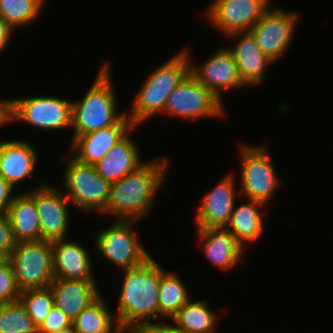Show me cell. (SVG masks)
<instances>
[{
    "mask_svg": "<svg viewBox=\"0 0 333 333\" xmlns=\"http://www.w3.org/2000/svg\"><path fill=\"white\" fill-rule=\"evenodd\" d=\"M124 274L115 320L124 331L152 324L159 319L161 266L149 257L141 265L122 270Z\"/></svg>",
    "mask_w": 333,
    "mask_h": 333,
    "instance_id": "1",
    "label": "cell"
},
{
    "mask_svg": "<svg viewBox=\"0 0 333 333\" xmlns=\"http://www.w3.org/2000/svg\"><path fill=\"white\" fill-rule=\"evenodd\" d=\"M168 159L144 162L135 171L111 183L103 214H116V220L136 221L147 216L154 196L164 182Z\"/></svg>",
    "mask_w": 333,
    "mask_h": 333,
    "instance_id": "2",
    "label": "cell"
},
{
    "mask_svg": "<svg viewBox=\"0 0 333 333\" xmlns=\"http://www.w3.org/2000/svg\"><path fill=\"white\" fill-rule=\"evenodd\" d=\"M102 65L83 99L72 101L73 140L80 135L115 126L126 115L125 112L117 113L110 68L108 63Z\"/></svg>",
    "mask_w": 333,
    "mask_h": 333,
    "instance_id": "3",
    "label": "cell"
},
{
    "mask_svg": "<svg viewBox=\"0 0 333 333\" xmlns=\"http://www.w3.org/2000/svg\"><path fill=\"white\" fill-rule=\"evenodd\" d=\"M188 51L183 49L147 76L133 100L131 113H126L135 127L155 114H163L169 94L190 73Z\"/></svg>",
    "mask_w": 333,
    "mask_h": 333,
    "instance_id": "4",
    "label": "cell"
},
{
    "mask_svg": "<svg viewBox=\"0 0 333 333\" xmlns=\"http://www.w3.org/2000/svg\"><path fill=\"white\" fill-rule=\"evenodd\" d=\"M19 290L49 287L54 280L52 242L47 240L17 242L8 256Z\"/></svg>",
    "mask_w": 333,
    "mask_h": 333,
    "instance_id": "5",
    "label": "cell"
},
{
    "mask_svg": "<svg viewBox=\"0 0 333 333\" xmlns=\"http://www.w3.org/2000/svg\"><path fill=\"white\" fill-rule=\"evenodd\" d=\"M64 174V195L86 213L93 210L102 214L109 199L111 183L103 179L94 165L79 162L69 155Z\"/></svg>",
    "mask_w": 333,
    "mask_h": 333,
    "instance_id": "6",
    "label": "cell"
},
{
    "mask_svg": "<svg viewBox=\"0 0 333 333\" xmlns=\"http://www.w3.org/2000/svg\"><path fill=\"white\" fill-rule=\"evenodd\" d=\"M135 222L116 220L96 236L98 251L121 270L137 267L151 257L140 243L138 233L132 229Z\"/></svg>",
    "mask_w": 333,
    "mask_h": 333,
    "instance_id": "7",
    "label": "cell"
},
{
    "mask_svg": "<svg viewBox=\"0 0 333 333\" xmlns=\"http://www.w3.org/2000/svg\"><path fill=\"white\" fill-rule=\"evenodd\" d=\"M222 105V100L189 73L169 94L163 114L190 120L219 117L224 112Z\"/></svg>",
    "mask_w": 333,
    "mask_h": 333,
    "instance_id": "8",
    "label": "cell"
},
{
    "mask_svg": "<svg viewBox=\"0 0 333 333\" xmlns=\"http://www.w3.org/2000/svg\"><path fill=\"white\" fill-rule=\"evenodd\" d=\"M241 183L248 199L266 204L279 184L269 154L263 147L241 145Z\"/></svg>",
    "mask_w": 333,
    "mask_h": 333,
    "instance_id": "9",
    "label": "cell"
},
{
    "mask_svg": "<svg viewBox=\"0 0 333 333\" xmlns=\"http://www.w3.org/2000/svg\"><path fill=\"white\" fill-rule=\"evenodd\" d=\"M11 120L46 130L71 128L72 101L48 96L11 99Z\"/></svg>",
    "mask_w": 333,
    "mask_h": 333,
    "instance_id": "10",
    "label": "cell"
},
{
    "mask_svg": "<svg viewBox=\"0 0 333 333\" xmlns=\"http://www.w3.org/2000/svg\"><path fill=\"white\" fill-rule=\"evenodd\" d=\"M270 0H216L206 16L218 30L229 36L249 32L270 8Z\"/></svg>",
    "mask_w": 333,
    "mask_h": 333,
    "instance_id": "11",
    "label": "cell"
},
{
    "mask_svg": "<svg viewBox=\"0 0 333 333\" xmlns=\"http://www.w3.org/2000/svg\"><path fill=\"white\" fill-rule=\"evenodd\" d=\"M297 19L296 12L269 8L249 32L262 52L274 62L290 45Z\"/></svg>",
    "mask_w": 333,
    "mask_h": 333,
    "instance_id": "12",
    "label": "cell"
},
{
    "mask_svg": "<svg viewBox=\"0 0 333 333\" xmlns=\"http://www.w3.org/2000/svg\"><path fill=\"white\" fill-rule=\"evenodd\" d=\"M68 202L64 191L41 184L35 190L42 240L55 241L65 238L69 227Z\"/></svg>",
    "mask_w": 333,
    "mask_h": 333,
    "instance_id": "13",
    "label": "cell"
},
{
    "mask_svg": "<svg viewBox=\"0 0 333 333\" xmlns=\"http://www.w3.org/2000/svg\"><path fill=\"white\" fill-rule=\"evenodd\" d=\"M190 73L220 100L222 90L246 85L229 48H220L198 68L190 65Z\"/></svg>",
    "mask_w": 333,
    "mask_h": 333,
    "instance_id": "14",
    "label": "cell"
},
{
    "mask_svg": "<svg viewBox=\"0 0 333 333\" xmlns=\"http://www.w3.org/2000/svg\"><path fill=\"white\" fill-rule=\"evenodd\" d=\"M135 126L125 115L115 126L89 132L72 142V157L83 164L96 165L108 151L124 138Z\"/></svg>",
    "mask_w": 333,
    "mask_h": 333,
    "instance_id": "15",
    "label": "cell"
},
{
    "mask_svg": "<svg viewBox=\"0 0 333 333\" xmlns=\"http://www.w3.org/2000/svg\"><path fill=\"white\" fill-rule=\"evenodd\" d=\"M231 174L223 177L202 199L196 215L197 228L226 227L235 207L236 185Z\"/></svg>",
    "mask_w": 333,
    "mask_h": 333,
    "instance_id": "16",
    "label": "cell"
},
{
    "mask_svg": "<svg viewBox=\"0 0 333 333\" xmlns=\"http://www.w3.org/2000/svg\"><path fill=\"white\" fill-rule=\"evenodd\" d=\"M49 287L54 305L72 321L101 296L95 281L54 278Z\"/></svg>",
    "mask_w": 333,
    "mask_h": 333,
    "instance_id": "17",
    "label": "cell"
},
{
    "mask_svg": "<svg viewBox=\"0 0 333 333\" xmlns=\"http://www.w3.org/2000/svg\"><path fill=\"white\" fill-rule=\"evenodd\" d=\"M77 242L65 239L52 241L53 271L55 278L95 281L90 255Z\"/></svg>",
    "mask_w": 333,
    "mask_h": 333,
    "instance_id": "18",
    "label": "cell"
},
{
    "mask_svg": "<svg viewBox=\"0 0 333 333\" xmlns=\"http://www.w3.org/2000/svg\"><path fill=\"white\" fill-rule=\"evenodd\" d=\"M203 240V253L210 262L222 270L233 269L240 261L243 247L226 227L197 228Z\"/></svg>",
    "mask_w": 333,
    "mask_h": 333,
    "instance_id": "19",
    "label": "cell"
},
{
    "mask_svg": "<svg viewBox=\"0 0 333 333\" xmlns=\"http://www.w3.org/2000/svg\"><path fill=\"white\" fill-rule=\"evenodd\" d=\"M36 162L35 149L29 143L21 140L0 142V175L13 188L32 175Z\"/></svg>",
    "mask_w": 333,
    "mask_h": 333,
    "instance_id": "20",
    "label": "cell"
},
{
    "mask_svg": "<svg viewBox=\"0 0 333 333\" xmlns=\"http://www.w3.org/2000/svg\"><path fill=\"white\" fill-rule=\"evenodd\" d=\"M241 36L234 48H229L234 56L242 81L249 85H257L263 81L267 65L273 61L266 56L257 45L250 32L234 33L229 37Z\"/></svg>",
    "mask_w": 333,
    "mask_h": 333,
    "instance_id": "21",
    "label": "cell"
},
{
    "mask_svg": "<svg viewBox=\"0 0 333 333\" xmlns=\"http://www.w3.org/2000/svg\"><path fill=\"white\" fill-rule=\"evenodd\" d=\"M136 143L127 134L115 144L100 160L95 168L97 173L105 180L113 183L119 181L128 173L135 171L144 162H141Z\"/></svg>",
    "mask_w": 333,
    "mask_h": 333,
    "instance_id": "22",
    "label": "cell"
},
{
    "mask_svg": "<svg viewBox=\"0 0 333 333\" xmlns=\"http://www.w3.org/2000/svg\"><path fill=\"white\" fill-rule=\"evenodd\" d=\"M7 216L17 242L42 240L35 191L14 196Z\"/></svg>",
    "mask_w": 333,
    "mask_h": 333,
    "instance_id": "23",
    "label": "cell"
},
{
    "mask_svg": "<svg viewBox=\"0 0 333 333\" xmlns=\"http://www.w3.org/2000/svg\"><path fill=\"white\" fill-rule=\"evenodd\" d=\"M249 204L234 208L226 228L235 236L237 242L244 247L245 242L255 241L262 235L263 219L258 208L264 203L248 199Z\"/></svg>",
    "mask_w": 333,
    "mask_h": 333,
    "instance_id": "24",
    "label": "cell"
},
{
    "mask_svg": "<svg viewBox=\"0 0 333 333\" xmlns=\"http://www.w3.org/2000/svg\"><path fill=\"white\" fill-rule=\"evenodd\" d=\"M216 313L209 310L207 301L192 302L191 299L172 317L175 329L182 333H213Z\"/></svg>",
    "mask_w": 333,
    "mask_h": 333,
    "instance_id": "25",
    "label": "cell"
},
{
    "mask_svg": "<svg viewBox=\"0 0 333 333\" xmlns=\"http://www.w3.org/2000/svg\"><path fill=\"white\" fill-rule=\"evenodd\" d=\"M113 317L100 296L72 321V327L76 333H124Z\"/></svg>",
    "mask_w": 333,
    "mask_h": 333,
    "instance_id": "26",
    "label": "cell"
},
{
    "mask_svg": "<svg viewBox=\"0 0 333 333\" xmlns=\"http://www.w3.org/2000/svg\"><path fill=\"white\" fill-rule=\"evenodd\" d=\"M174 273L165 272L161 268L159 281V318L173 317L190 299V292ZM162 316V317H161Z\"/></svg>",
    "mask_w": 333,
    "mask_h": 333,
    "instance_id": "27",
    "label": "cell"
},
{
    "mask_svg": "<svg viewBox=\"0 0 333 333\" xmlns=\"http://www.w3.org/2000/svg\"><path fill=\"white\" fill-rule=\"evenodd\" d=\"M45 0H0V17L13 29L34 22Z\"/></svg>",
    "mask_w": 333,
    "mask_h": 333,
    "instance_id": "28",
    "label": "cell"
},
{
    "mask_svg": "<svg viewBox=\"0 0 333 333\" xmlns=\"http://www.w3.org/2000/svg\"><path fill=\"white\" fill-rule=\"evenodd\" d=\"M0 333H38L20 301L0 305Z\"/></svg>",
    "mask_w": 333,
    "mask_h": 333,
    "instance_id": "29",
    "label": "cell"
},
{
    "mask_svg": "<svg viewBox=\"0 0 333 333\" xmlns=\"http://www.w3.org/2000/svg\"><path fill=\"white\" fill-rule=\"evenodd\" d=\"M19 301L37 327L44 321L54 305L50 287L22 291Z\"/></svg>",
    "mask_w": 333,
    "mask_h": 333,
    "instance_id": "30",
    "label": "cell"
},
{
    "mask_svg": "<svg viewBox=\"0 0 333 333\" xmlns=\"http://www.w3.org/2000/svg\"><path fill=\"white\" fill-rule=\"evenodd\" d=\"M20 293L13 266L7 259L0 264V305L19 301Z\"/></svg>",
    "mask_w": 333,
    "mask_h": 333,
    "instance_id": "31",
    "label": "cell"
},
{
    "mask_svg": "<svg viewBox=\"0 0 333 333\" xmlns=\"http://www.w3.org/2000/svg\"><path fill=\"white\" fill-rule=\"evenodd\" d=\"M72 327V320L56 305H53L44 321L38 327V333H54Z\"/></svg>",
    "mask_w": 333,
    "mask_h": 333,
    "instance_id": "32",
    "label": "cell"
},
{
    "mask_svg": "<svg viewBox=\"0 0 333 333\" xmlns=\"http://www.w3.org/2000/svg\"><path fill=\"white\" fill-rule=\"evenodd\" d=\"M16 244L8 216L0 214V249L9 256Z\"/></svg>",
    "mask_w": 333,
    "mask_h": 333,
    "instance_id": "33",
    "label": "cell"
},
{
    "mask_svg": "<svg viewBox=\"0 0 333 333\" xmlns=\"http://www.w3.org/2000/svg\"><path fill=\"white\" fill-rule=\"evenodd\" d=\"M13 187L0 175V214L8 215L13 200Z\"/></svg>",
    "mask_w": 333,
    "mask_h": 333,
    "instance_id": "34",
    "label": "cell"
},
{
    "mask_svg": "<svg viewBox=\"0 0 333 333\" xmlns=\"http://www.w3.org/2000/svg\"><path fill=\"white\" fill-rule=\"evenodd\" d=\"M144 333H182L181 331L175 329L172 324H165L164 320L159 321V323H152L150 325L144 326Z\"/></svg>",
    "mask_w": 333,
    "mask_h": 333,
    "instance_id": "35",
    "label": "cell"
},
{
    "mask_svg": "<svg viewBox=\"0 0 333 333\" xmlns=\"http://www.w3.org/2000/svg\"><path fill=\"white\" fill-rule=\"evenodd\" d=\"M13 31L14 30L0 17V52L8 45Z\"/></svg>",
    "mask_w": 333,
    "mask_h": 333,
    "instance_id": "36",
    "label": "cell"
},
{
    "mask_svg": "<svg viewBox=\"0 0 333 333\" xmlns=\"http://www.w3.org/2000/svg\"><path fill=\"white\" fill-rule=\"evenodd\" d=\"M12 122L11 120V99L0 100V126Z\"/></svg>",
    "mask_w": 333,
    "mask_h": 333,
    "instance_id": "37",
    "label": "cell"
},
{
    "mask_svg": "<svg viewBox=\"0 0 333 333\" xmlns=\"http://www.w3.org/2000/svg\"><path fill=\"white\" fill-rule=\"evenodd\" d=\"M8 259V256L0 249V264Z\"/></svg>",
    "mask_w": 333,
    "mask_h": 333,
    "instance_id": "38",
    "label": "cell"
},
{
    "mask_svg": "<svg viewBox=\"0 0 333 333\" xmlns=\"http://www.w3.org/2000/svg\"><path fill=\"white\" fill-rule=\"evenodd\" d=\"M129 333H144V326L133 329V330H129Z\"/></svg>",
    "mask_w": 333,
    "mask_h": 333,
    "instance_id": "39",
    "label": "cell"
},
{
    "mask_svg": "<svg viewBox=\"0 0 333 333\" xmlns=\"http://www.w3.org/2000/svg\"><path fill=\"white\" fill-rule=\"evenodd\" d=\"M54 333H76V332L74 331L73 328H68V329L57 331V332H54Z\"/></svg>",
    "mask_w": 333,
    "mask_h": 333,
    "instance_id": "40",
    "label": "cell"
}]
</instances>
